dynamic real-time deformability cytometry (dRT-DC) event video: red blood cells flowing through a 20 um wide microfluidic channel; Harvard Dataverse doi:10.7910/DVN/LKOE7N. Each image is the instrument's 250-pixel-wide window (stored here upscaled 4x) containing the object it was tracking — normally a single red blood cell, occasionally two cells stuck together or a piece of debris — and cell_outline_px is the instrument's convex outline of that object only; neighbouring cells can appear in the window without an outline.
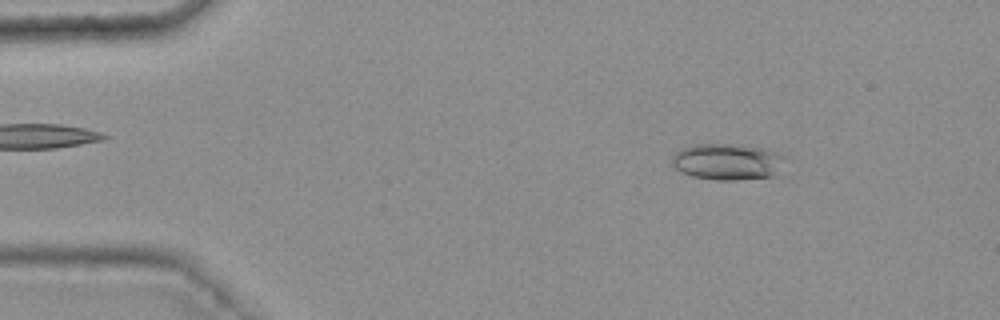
{"species": "common noctule bat (a hibernating species)", "species_latin": "Nyctalus noctula", "temperature_condition": "warm", "stored_images_in_passage": 47, "camera_frame_rate_fps": 3000, "um_per_image_px": 0.085, "animal": {"sex": "female", "body_mass_g": 25.1}, "frame": {"image": 1, "passage_image": 7, "time_ms": 2.0, "image_size_px": [1000, 320], "cell_outline_px": [[788, 156], [772, 176], [736, 180], [716, 180], [692, 176], [680, 172], [672, 164], [672, 156], [676, 152], [684, 148], [696, 144], [732, 144], [764, 148], [784, 152]], "centroid_in_image_um": [61.86, 13.73], "position_along_channel_um": 23.1, "area_um2": 24.04}}
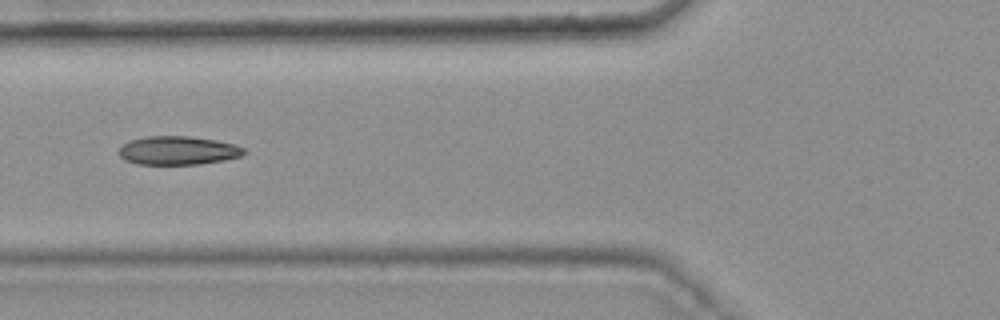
{"frame": {"image": 2, "passage_image": 20, "time_ms": 6.333, "image_size_px": [1000, 320], "cell_outline_px": [[248, 152], [240, 156], [224, 160], [200, 164], [136, 164], [124, 160], [120, 156], [120, 148], [124, 144], [132, 140], [148, 136], [188, 136], [216, 140], [236, 144], [244, 148]], "centroid_in_image_um": [15.17, 12.79], "position_along_channel_um": 110.6, "area_um2": 20.81}}
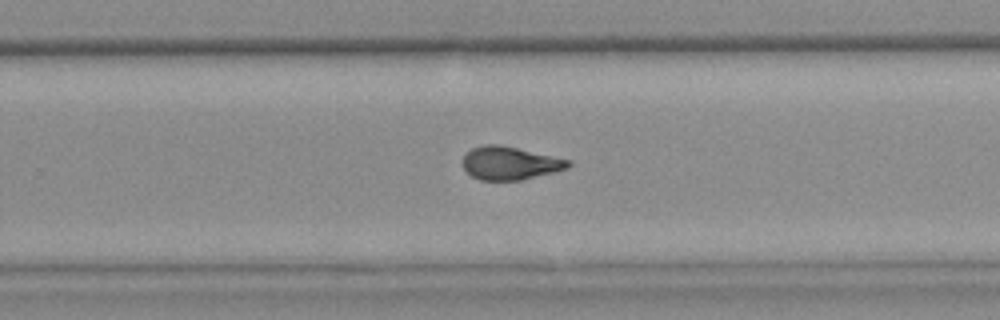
{"frame": {"image": 3, "passage_image": 34, "time_ms": 11.0, "image_size_px": [1000, 320], "cell_outline_px": [[572, 164], [568, 168], [520, 180], [480, 180], [472, 176], [464, 168], [464, 156], [472, 148], [484, 144], [500, 144], [572, 160]], "centroid_in_image_um": [43.37, 13.85], "position_along_channel_um": 286.4, "area_um2": 20.23}, "authors_computed_cell_mechanics": {"area_um2": 20.8658, "velocity_mm_per_s": 3.7698, "shape_relaxation_time_tau1_ms": null, "shape_relaxation_time_tau2_ms": 1.831, "deformation_change_tau1": null, "deformation_change_tau2": 0.0914}}